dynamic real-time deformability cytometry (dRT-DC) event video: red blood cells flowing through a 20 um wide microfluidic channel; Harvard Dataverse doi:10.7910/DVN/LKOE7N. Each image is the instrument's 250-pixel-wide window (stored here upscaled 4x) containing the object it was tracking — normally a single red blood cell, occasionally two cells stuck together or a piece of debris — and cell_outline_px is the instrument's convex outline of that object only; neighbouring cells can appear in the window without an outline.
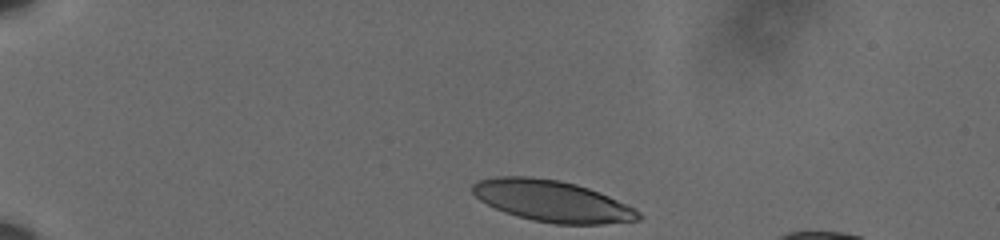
{"species": "human", "species_latin": "Homo sapiens", "temperature_condition": "cold", "stored_images_in_passage": 39, "camera_frame_rate_fps": 3000, "um_per_image_px": 0.085, "donor": {"sex": "male"}, "frame": {"image": 1, "passage_image": 1, "time_ms": 0.0, "image_size_px": [1000, 240], "cell_outline_px": [[644, 216], [640, 220], [604, 224], [556, 224], [532, 220], [516, 216], [504, 212], [480, 200], [472, 192], [472, 184], [480, 180], [496, 176], [528, 176], [560, 180], [576, 184], [588, 188], [608, 196], [636, 208]], "centroid_in_image_um": [46.96, 17.09], "position_along_channel_um": 38.0, "area_um2": 40.06}}
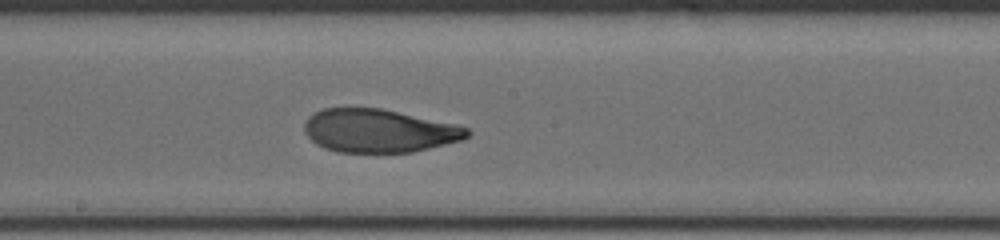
{"frame": {"image": 2, "passage_image": 22, "time_ms": 7.0, "image_size_px": [1000, 240], "cell_outline_px": [[472, 132], [468, 136], [460, 140], [412, 152], [336, 152], [324, 148], [316, 144], [304, 132], [304, 124], [308, 116], [324, 108], [380, 108], [456, 124], [468, 128]], "centroid_in_image_um": [32.18, 11.11], "position_along_channel_um": 216.0, "area_um2": 40.86}}
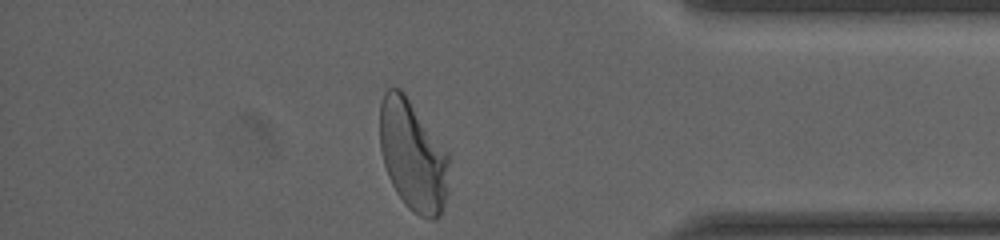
{"frame": {"image": 3, "passage_image": 39, "time_ms": 12.667, "image_size_px": [1000, 240], "cell_outline_px": [[448, 192], [440, 216], [436, 220], [428, 220], [412, 212], [408, 208], [396, 192], [388, 176], [384, 164], [380, 148], [380, 104], [384, 92], [388, 88], [400, 88], [404, 92], [448, 152]], "centroid_in_image_um": [35.1, 13.25], "position_along_channel_um": 400.1, "area_um2": 44.8}, "authors_computed_cell_mechanics": {"area_um2": 41.7894, "velocity_mm_per_s": 3.5782, "shape_relaxation_time_tau1_ms": 4.0616, "shape_relaxation_time_tau2_ms": 1.2103, "deformation_change_tau1": 0.198, "deformation_change_tau2": 0.0708}}